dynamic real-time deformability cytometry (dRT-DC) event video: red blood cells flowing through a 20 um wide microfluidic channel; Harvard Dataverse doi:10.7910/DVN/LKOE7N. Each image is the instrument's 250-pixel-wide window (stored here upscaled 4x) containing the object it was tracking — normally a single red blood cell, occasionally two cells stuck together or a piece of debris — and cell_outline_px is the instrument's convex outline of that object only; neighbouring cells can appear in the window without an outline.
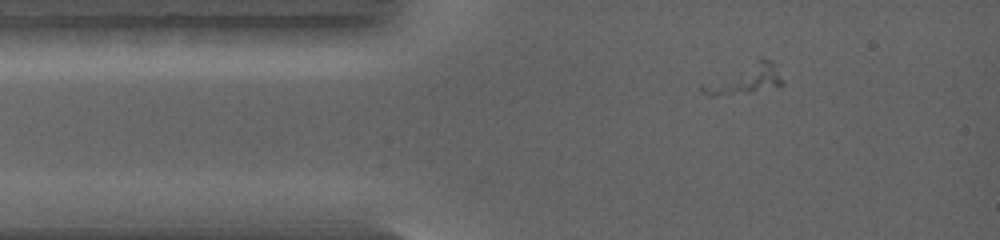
{"species": "common noctule bat (a hibernating species)", "species_latin": "Nyctalus noctula", "temperature_condition": "warm", "stored_images_in_passage": 9, "camera_frame_rate_fps": 5000, "um_per_image_px": 0.085, "animal": {"sex": "female", "body_mass_g": 19.0, "forearm_length_mm": 56.7}, "frame": {"image": 1, "passage_image": 1, "time_ms": 0.0, "image_size_px": [1000, 240], "cell_outline_px": [[784, 84], [748, 92], [712, 96], [704, 92], [700, 88], [700, 84], [760, 56], [776, 64], [784, 80]], "centroid_in_image_um": [63.33, 6.68], "position_along_channel_um": 21.7, "area_um2": 13.93}}
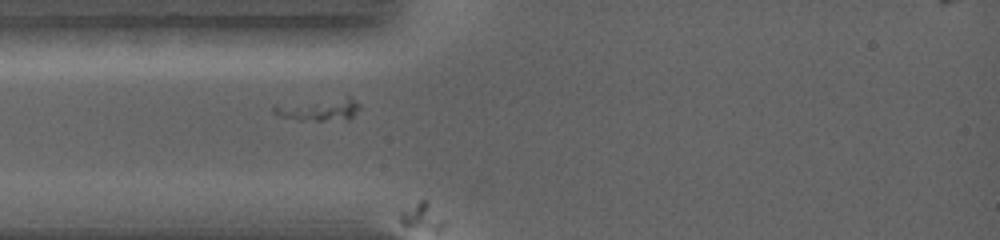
{"frame": {"image": 2, "passage_image": 8, "time_ms": 1.4, "image_size_px": [1000, 240], "cell_outline_px": [[360, 108], [352, 116], [324, 120], [300, 120], [280, 116], [272, 112], [272, 104], [348, 96], [360, 104]], "centroid_in_image_um": [27.01, 9.25], "position_along_channel_um": 58.0, "area_um2": 11.21}}